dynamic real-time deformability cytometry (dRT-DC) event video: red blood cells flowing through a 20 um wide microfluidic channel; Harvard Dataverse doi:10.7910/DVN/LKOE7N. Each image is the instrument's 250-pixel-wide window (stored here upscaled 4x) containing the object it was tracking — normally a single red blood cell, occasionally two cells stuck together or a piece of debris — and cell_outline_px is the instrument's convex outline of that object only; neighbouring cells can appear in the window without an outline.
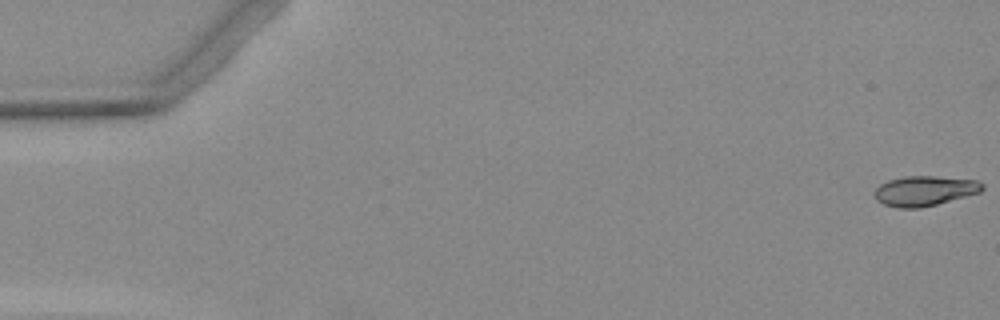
{"species": "Egyptian fruit bat (a non-hibernating species)", "species_latin": "Rousettus aegyptiacus", "temperature_condition": "warm", "stored_images_in_passage": 4, "camera_frame_rate_fps": 3000, "um_per_image_px": 0.085, "animal": {"sex": "female"}, "frame": {"image": 1, "passage_image": 1, "time_ms": 0.0, "image_size_px": [1000, 320], "cell_outline_px": [[984, 188], [980, 192], [936, 204], [920, 208], [896, 208], [884, 204], [876, 196], [876, 188], [880, 184], [888, 180], [908, 176], [932, 176], [976, 180], [984, 184]], "centroid_in_image_um": [78.61, 16.22], "position_along_channel_um": 6.4, "area_um2": 18.5}}
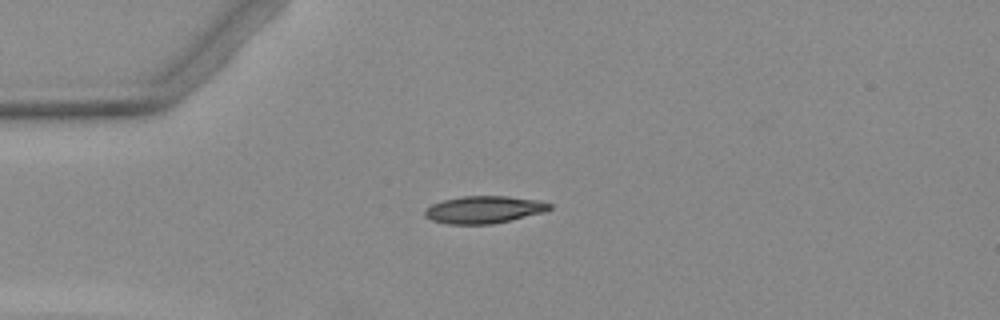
{"frame": {"image": 2, "passage_image": 4, "time_ms": 4.333, "image_size_px": [1000, 320], "cell_outline_px": [[552, 208], [544, 212], [492, 224], [448, 224], [432, 220], [424, 216], [424, 212], [432, 204], [444, 200], [464, 196], [508, 196], [540, 200], [552, 204]], "centroid_in_image_um": [41.16, 17.81], "position_along_channel_um": 43.8, "area_um2": 19.77}}